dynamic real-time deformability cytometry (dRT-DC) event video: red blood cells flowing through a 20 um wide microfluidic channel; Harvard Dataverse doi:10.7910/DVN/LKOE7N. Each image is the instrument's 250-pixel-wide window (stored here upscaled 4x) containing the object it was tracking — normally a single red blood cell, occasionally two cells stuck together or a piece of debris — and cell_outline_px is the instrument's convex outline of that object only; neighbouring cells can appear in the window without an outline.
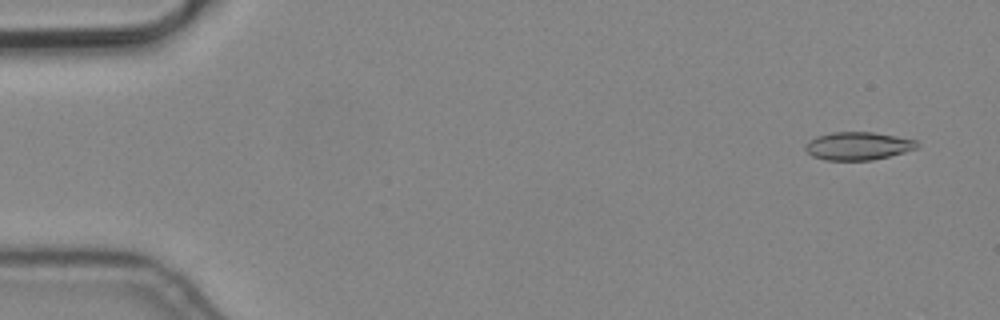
{"species": "common noctule bat (a hibernating species)", "species_latin": "Nyctalus noctula", "temperature_condition": "cold", "stored_images_in_passage": 5, "camera_frame_rate_fps": 3000, "um_per_image_px": 0.085, "animal": {"sex": "male", "body_mass_g": 19.2, "forearm_length_mm": 51.8}, "frame": {"image": 1, "passage_image": 1, "time_ms": 0.0, "image_size_px": [1000, 320], "cell_outline_px": [[920, 144], [916, 148], [904, 152], [872, 160], [824, 160], [812, 156], [804, 148], [804, 144], [816, 136], [832, 132], [872, 132], [896, 136], [916, 140]], "centroid_in_image_um": [72.9, 12.4], "position_along_channel_um": 12.1, "area_um2": 18.21}}
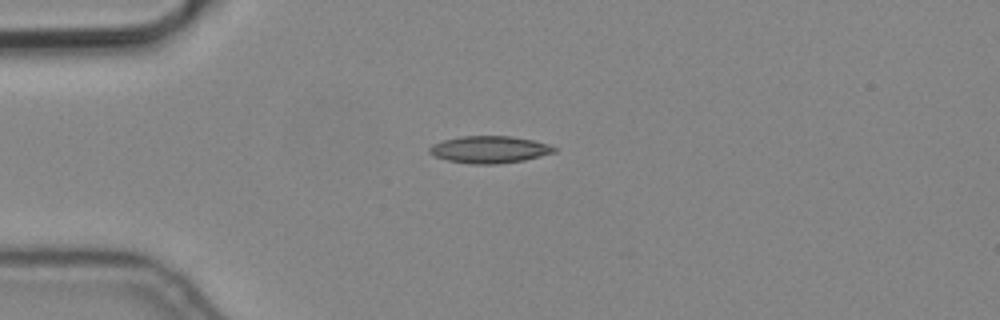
{"frame": {"image": 2, "passage_image": 3, "time_ms": 0.667, "image_size_px": [1000, 320], "cell_outline_px": [[556, 152], [524, 160], [496, 164], [472, 164], [448, 160], [436, 156], [428, 152], [428, 148], [432, 144], [444, 140], [460, 136], [512, 136], [532, 140], [548, 144], [556, 148]], "centroid_in_image_um": [41.6, 12.7], "position_along_channel_um": 43.4, "area_um2": 19.59}}